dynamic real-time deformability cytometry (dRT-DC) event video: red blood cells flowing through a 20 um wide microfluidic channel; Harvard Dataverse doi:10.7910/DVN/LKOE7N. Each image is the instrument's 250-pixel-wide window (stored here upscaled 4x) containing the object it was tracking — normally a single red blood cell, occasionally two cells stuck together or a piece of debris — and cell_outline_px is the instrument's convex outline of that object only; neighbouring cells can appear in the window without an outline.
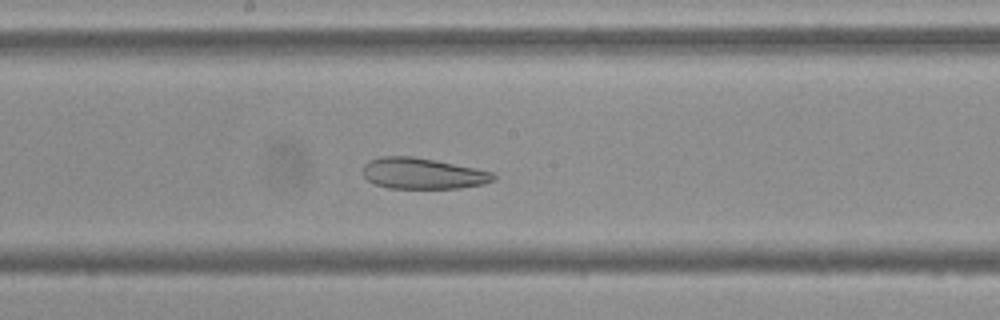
{"species": "Egyptian fruit bat (a non-hibernating species)", "species_latin": "Rousettus aegyptiacus", "temperature_condition": "cold", "stored_images_in_passage": 54, "camera_frame_rate_fps": 3000, "um_per_image_px": 0.085, "frame": {"image": 1, "passage_image": 28, "time_ms": 9.0, "image_size_px": [1000, 320], "cell_outline_px": [[496, 180], [484, 184], [460, 188], [388, 188], [376, 184], [368, 180], [364, 176], [364, 164], [368, 160], [380, 156], [412, 156], [436, 160], [492, 172], [496, 176]], "centroid_in_image_um": [35.93, 14.74], "position_along_channel_um": 212.3, "area_um2": 23.58}}
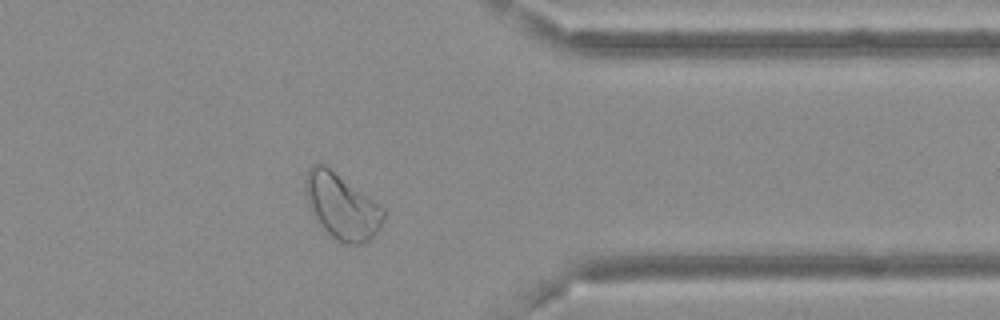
{"frame": {"image": 2, "passage_image": 43, "time_ms": 14.0, "image_size_px": [1000, 320], "cell_outline_px": [[384, 220], [380, 228], [368, 240], [360, 244], [344, 244], [336, 240], [320, 228], [312, 216], [308, 208], [304, 188], [304, 180], [308, 168], [316, 164], [324, 164], [384, 208]], "centroid_in_image_um": [28.99, 17.57], "position_along_channel_um": 382.4, "area_um2": 29.94}}
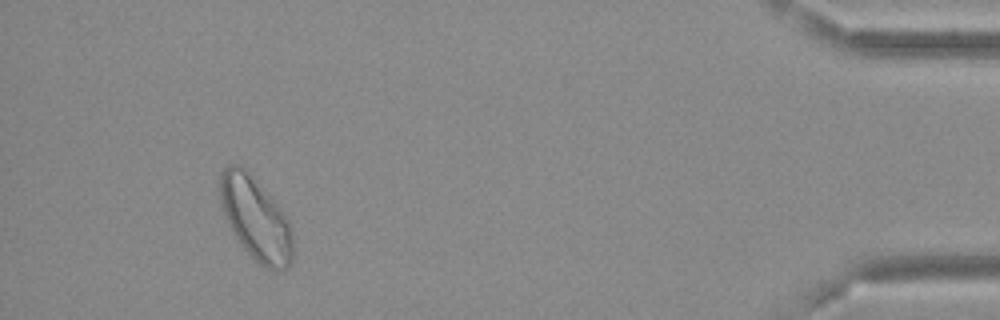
{"frame": {"image": 3, "passage_image": 50, "time_ms": 16.333, "image_size_px": [1000, 320], "cell_outline_px": [[292, 264], [288, 268], [280, 272], [276, 272], [264, 268], [240, 244], [220, 204], [220, 172], [228, 164], [240, 164], [244, 168], [280, 208], [288, 220], [292, 236]], "centroid_in_image_um": [21.74, 18.62], "position_along_channel_um": 413.5, "area_um2": 34.74}}